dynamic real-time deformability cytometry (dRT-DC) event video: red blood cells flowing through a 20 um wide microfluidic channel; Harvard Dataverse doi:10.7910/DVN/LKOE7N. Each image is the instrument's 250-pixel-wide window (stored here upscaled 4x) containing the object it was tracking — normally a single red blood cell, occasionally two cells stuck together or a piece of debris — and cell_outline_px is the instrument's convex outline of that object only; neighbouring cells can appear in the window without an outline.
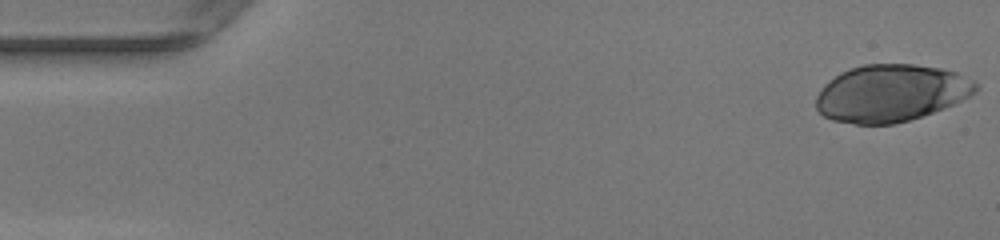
{"species": "human", "species_latin": "Homo sapiens", "temperature_condition": "warm", "stored_images_in_passage": 48, "camera_frame_rate_fps": 3000, "um_per_image_px": 0.085, "donor": {"sex": "female"}, "frame": {"image": 1, "passage_image": 1, "time_ms": 0.0, "image_size_px": [1000, 240], "cell_outline_px": [[980, 88], [976, 92], [944, 108], [908, 120], [892, 124], [856, 124], [832, 120], [824, 116], [816, 108], [816, 96], [824, 84], [828, 80], [840, 72], [864, 64], [912, 64], [940, 68], [956, 72], [980, 84]], "centroid_in_image_um": [75.72, 7.91], "position_along_channel_um": 9.3, "area_um2": 53.06}}
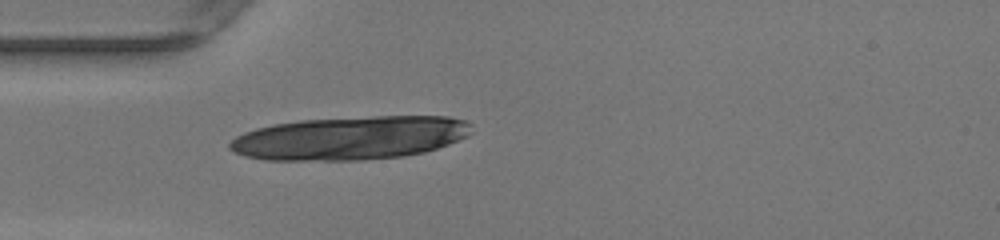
{"frame": {"image": 2, "passage_image": 14, "time_ms": 4.333, "image_size_px": [1000, 240], "cell_outline_px": [[472, 132], [468, 136], [448, 144], [424, 152], [404, 156], [360, 160], [264, 160], [244, 156], [228, 148], [228, 144], [236, 136], [244, 132], [256, 128], [272, 124], [300, 120], [372, 116], [448, 116], [468, 120], [472, 124]], "centroid_in_image_um": [29.78, 11.72], "position_along_channel_um": 55.2, "area_um2": 61.61}}